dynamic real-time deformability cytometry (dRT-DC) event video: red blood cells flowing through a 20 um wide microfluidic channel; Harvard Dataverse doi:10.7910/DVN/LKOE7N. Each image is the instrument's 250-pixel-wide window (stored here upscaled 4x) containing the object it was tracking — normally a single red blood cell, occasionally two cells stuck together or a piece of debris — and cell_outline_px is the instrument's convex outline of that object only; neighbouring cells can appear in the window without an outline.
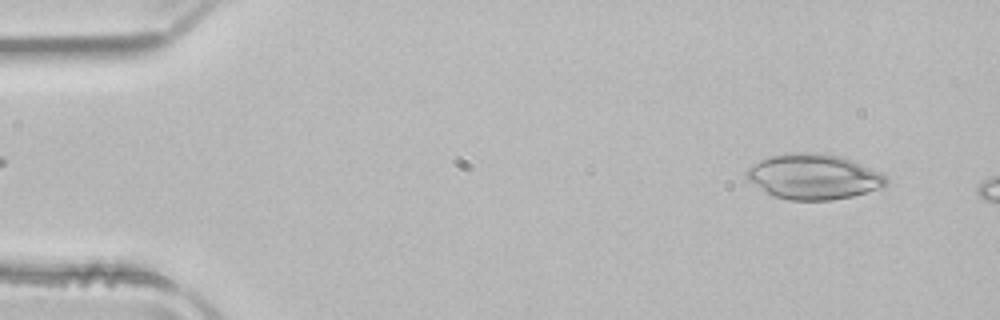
{"species": "common noctule bat (a hibernating species)", "species_latin": "Nyctalus noctula", "temperature_condition": "room temperature", "stored_images_in_passage": 9, "camera_frame_rate_fps": 3000, "um_per_image_px": 0.085, "animal": {"sex": "male", "body_mass_g": 21.5, "forearm_length_mm": 52.0}, "frame": {"image": 1, "passage_image": 3, "time_ms": 0.667, "image_size_px": [1000, 320], "cell_outline_px": [[888, 184], [884, 188], [852, 196], [832, 200], [788, 200], [764, 192], [748, 180], [744, 172], [752, 164], [760, 160], [772, 156], [804, 152], [820, 152], [840, 156], [852, 160], [880, 172], [888, 180]], "centroid_in_image_um": [69.17, 15.02], "position_along_channel_um": 15.8, "area_um2": 36.88}}